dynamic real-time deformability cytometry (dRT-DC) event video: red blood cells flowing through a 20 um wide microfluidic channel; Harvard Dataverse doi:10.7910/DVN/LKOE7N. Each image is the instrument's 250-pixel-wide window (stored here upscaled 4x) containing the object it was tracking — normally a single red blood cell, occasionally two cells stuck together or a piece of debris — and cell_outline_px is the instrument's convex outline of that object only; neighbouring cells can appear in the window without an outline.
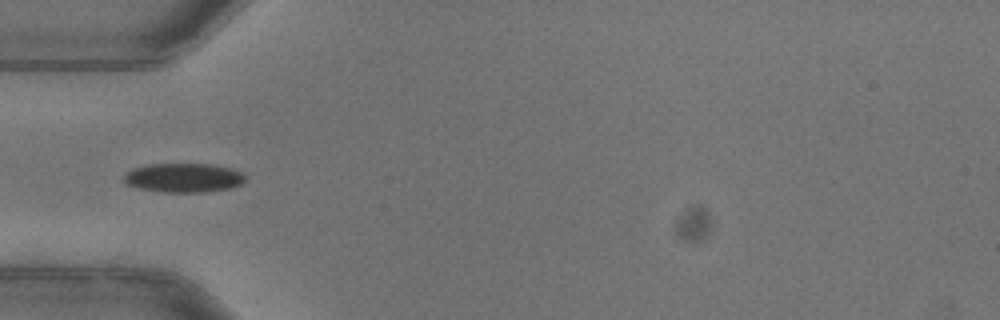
{"species": "common noctule bat (a hibernating species)", "species_latin": "Nyctalus noctula", "temperature_condition": "warm", "stored_images_in_passage": 3, "camera_frame_rate_fps": 3000, "um_per_image_px": 0.085, "animal": {"sex": "female"}, "frame": {"image": 1, "passage_image": 1, "time_ms": 0.0, "image_size_px": [1000, 320], "cell_outline_px": [[244, 180], [240, 184], [232, 188], [204, 192], [160, 192], [136, 188], [128, 184], [124, 180], [124, 176], [132, 168], [148, 164], [208, 164], [232, 168], [240, 172], [244, 176]], "centroid_in_image_um": [15.58, 15.11], "position_along_channel_um": 69.4, "area_um2": 20.58}}